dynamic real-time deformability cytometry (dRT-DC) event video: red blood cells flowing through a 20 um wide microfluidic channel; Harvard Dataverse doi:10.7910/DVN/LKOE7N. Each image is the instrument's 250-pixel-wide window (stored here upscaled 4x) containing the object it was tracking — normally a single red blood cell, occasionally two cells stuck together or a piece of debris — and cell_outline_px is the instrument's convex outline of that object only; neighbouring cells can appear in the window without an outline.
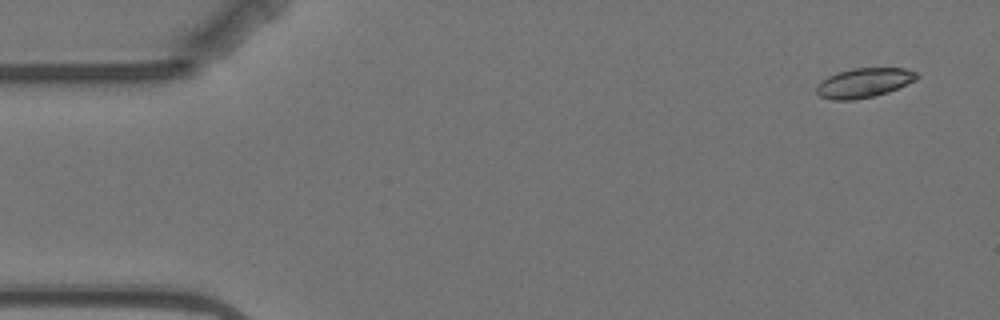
{"species": "Egyptian fruit bat (a non-hibernating species)", "species_latin": "Rousettus aegyptiacus", "temperature_condition": "warm", "stored_images_in_passage": 5, "camera_frame_rate_fps": 3000, "um_per_image_px": 0.085, "animal": {"sex": "female"}, "frame": {"image": 1, "passage_image": 1, "time_ms": 0.0, "image_size_px": [1000, 320], "cell_outline_px": [[920, 76], [916, 80], [888, 92], [856, 100], [832, 100], [820, 96], [816, 92], [816, 84], [820, 80], [836, 72], [852, 68], [908, 68], [916, 72]], "centroid_in_image_um": [73.41, 7.03], "position_along_channel_um": 11.6, "area_um2": 17.46}}
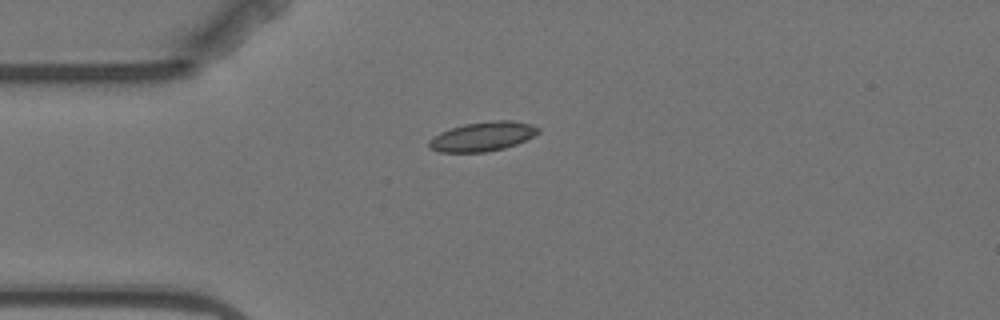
{"frame": {"image": 2, "passage_image": 4, "time_ms": 3.667, "image_size_px": [1000, 320], "cell_outline_px": [[540, 132], [516, 144], [504, 148], [484, 152], [440, 152], [428, 148], [428, 140], [432, 136], [440, 132], [464, 124], [496, 120], [512, 120], [532, 124], [540, 128]], "centroid_in_image_um": [41.0, 11.6], "position_along_channel_um": 44.0, "area_um2": 18.67}}
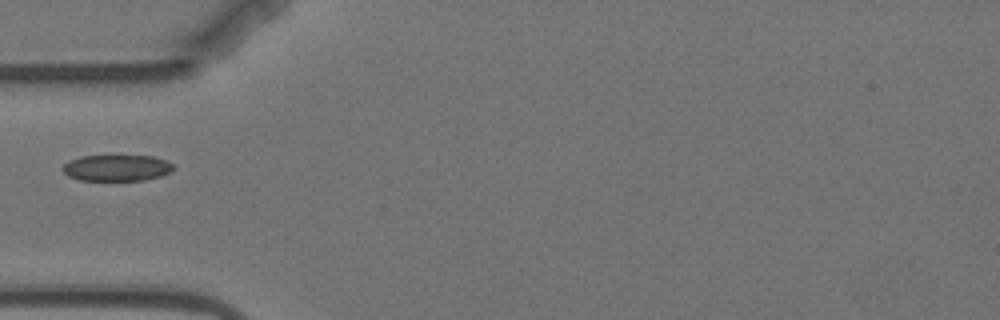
{"frame": {"image": 3, "passage_image": 5, "time_ms": 5.0, "image_size_px": [1000, 320], "cell_outline_px": [[176, 168], [172, 172], [160, 176], [144, 180], [80, 180], [68, 176], [60, 168], [68, 160], [80, 156], [152, 156], [164, 160], [172, 164]], "centroid_in_image_um": [9.91, 14.27], "position_along_channel_um": 75.1, "area_um2": 16.99}}